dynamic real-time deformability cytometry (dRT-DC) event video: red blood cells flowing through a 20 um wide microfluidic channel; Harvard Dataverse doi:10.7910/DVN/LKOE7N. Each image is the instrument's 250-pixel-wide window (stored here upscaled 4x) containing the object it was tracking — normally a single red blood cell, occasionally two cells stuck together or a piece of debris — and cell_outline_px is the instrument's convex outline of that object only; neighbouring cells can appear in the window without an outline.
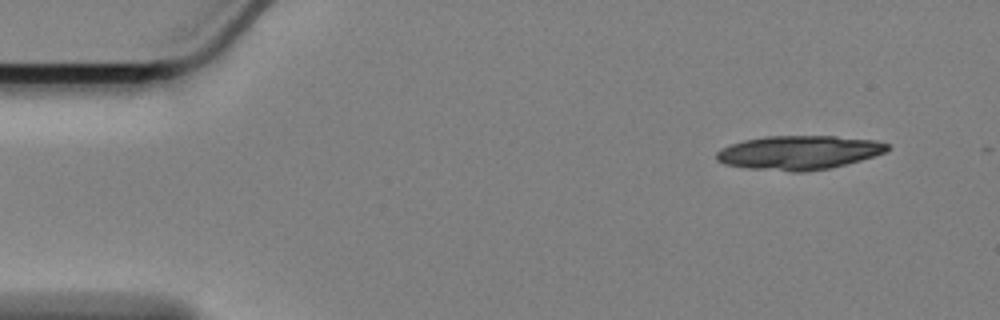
{"species": "Egyptian fruit bat (a non-hibernating species)", "species_latin": "Rousettus aegyptiacus", "temperature_condition": "cold", "stored_images_in_passage": 12, "camera_frame_rate_fps": 3000, "um_per_image_px": 0.085, "animal": {"sex": "female"}, "frame": {"image": 1, "passage_image": 1, "time_ms": 0.0, "image_size_px": [1000, 320], "cell_outline_px": [[892, 148], [884, 152], [860, 160], [828, 168], [804, 172], [792, 172], [748, 168], [724, 164], [716, 160], [716, 152], [720, 148], [744, 140], [764, 136], [836, 136], [876, 140], [888, 144]], "centroid_in_image_um": [67.88, 12.96], "position_along_channel_um": 17.1, "area_um2": 33.81}}